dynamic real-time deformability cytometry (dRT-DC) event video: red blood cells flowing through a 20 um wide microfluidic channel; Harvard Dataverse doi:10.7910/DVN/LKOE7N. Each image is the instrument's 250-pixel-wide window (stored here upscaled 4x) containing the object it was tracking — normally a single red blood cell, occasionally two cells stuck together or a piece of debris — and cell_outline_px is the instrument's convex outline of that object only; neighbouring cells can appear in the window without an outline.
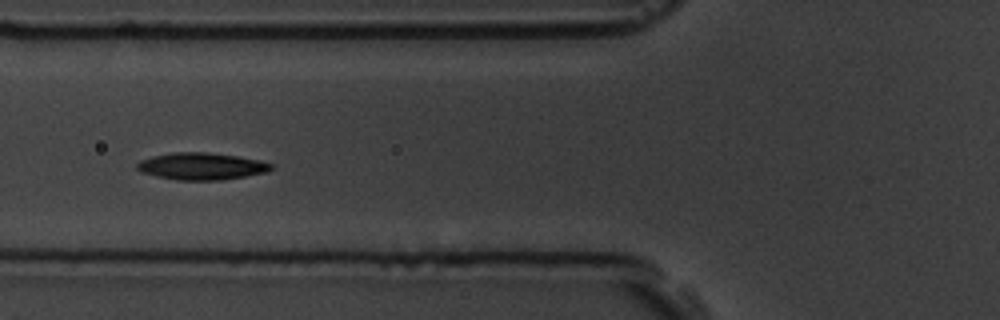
{"species": "common noctule bat (a hibernating species)", "species_latin": "Nyctalus noctula", "temperature_condition": "room temperature", "stored_images_in_passage": 44, "camera_frame_rate_fps": 3000, "um_per_image_px": 0.085, "animal": {"sex": "male", "body_mass_g": 19.5, "forearm_length_mm": 54.6}, "frame": {"image": 1, "passage_image": 7, "time_ms": 2.0, "image_size_px": [1000, 320], "cell_outline_px": [[276, 168], [268, 172], [220, 180], [176, 180], [156, 176], [140, 172], [136, 168], [136, 164], [140, 160], [152, 156], [172, 152], [208, 152], [236, 156], [260, 160], [272, 164]], "centroid_in_image_um": [17.12, 14.13], "position_along_channel_um": 108.7, "area_um2": 21.27}}
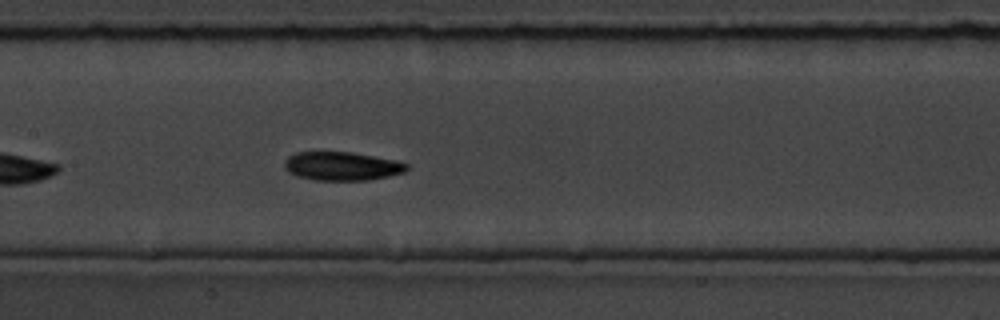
{"frame": {"image": 2, "passage_image": 13, "time_ms": 4.0, "image_size_px": [1000, 320], "cell_outline_px": [[408, 168], [404, 172], [388, 176], [368, 180], [316, 180], [296, 176], [288, 172], [284, 168], [284, 160], [288, 156], [296, 152], [352, 152], [396, 160], [408, 164]], "centroid_in_image_um": [29.03, 14.12], "position_along_channel_um": 178.4, "area_um2": 20.46}}
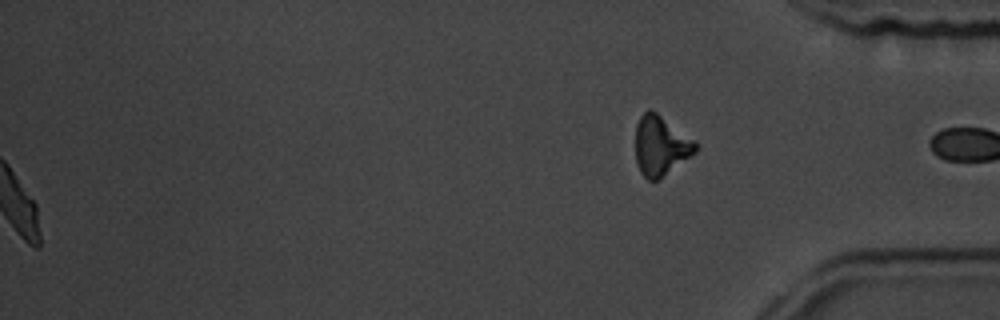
{"frame": {"image": 3, "passage_image": 44, "time_ms": 14.333, "image_size_px": [1000, 320], "cell_outline_px": [[696, 152], [656, 180], [648, 180], [640, 172], [636, 164], [636, 124], [640, 116], [648, 108], [652, 108], [696, 140]], "centroid_in_image_um": [56.14, 12.33], "position_along_channel_um": 379.1, "area_um2": 20.92}, "authors_computed_cell_mechanics": {"area_um2": 20.2589, "velocity_mm_per_s": 3.4884, "shape_relaxation_time_tau1_ms": 2.581, "shape_relaxation_time_tau2_ms": 3.4133, "deformation_change_tau1": 0.1282, "deformation_change_tau2": 0.083}}